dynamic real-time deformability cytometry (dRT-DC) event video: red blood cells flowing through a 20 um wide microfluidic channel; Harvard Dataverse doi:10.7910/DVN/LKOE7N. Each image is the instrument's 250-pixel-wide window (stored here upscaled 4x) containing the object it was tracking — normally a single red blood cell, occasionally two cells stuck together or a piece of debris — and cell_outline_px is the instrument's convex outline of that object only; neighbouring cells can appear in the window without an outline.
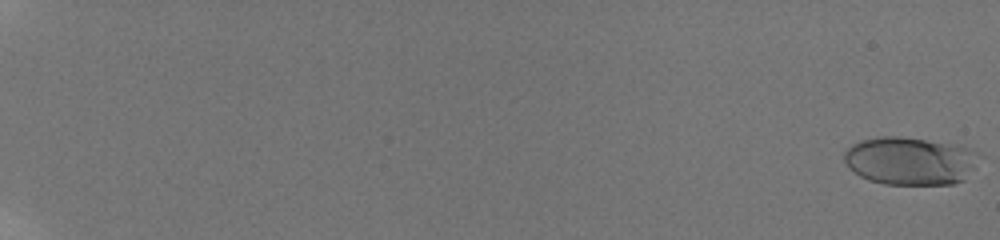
{"species": "human", "species_latin": "Homo sapiens", "temperature_condition": "room temperature", "stored_images_in_passage": 60, "camera_frame_rate_fps": 3000, "um_per_image_px": 0.085, "donor": {"sex": "male"}, "frame": {"image": 1, "passage_image": 1, "time_ms": 0.0, "image_size_px": [1000, 240], "cell_outline_px": [[976, 168], [964, 180], [952, 184], [884, 184], [868, 180], [860, 176], [848, 168], [844, 160], [844, 152], [852, 144], [860, 140], [880, 136], [900, 136], [960, 144], [976, 152]], "centroid_in_image_um": [77.35, 13.66], "position_along_channel_um": 7.7, "area_um2": 38.09}}
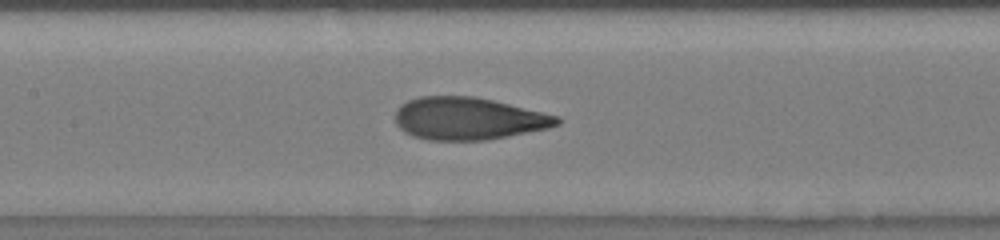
{"frame": {"image": 2, "passage_image": 34, "time_ms": 11.0, "image_size_px": [1000, 240], "cell_outline_px": [[560, 124], [548, 128], [508, 136], [484, 140], [428, 140], [412, 136], [404, 132], [396, 124], [396, 108], [400, 104], [408, 100], [420, 96], [476, 96], [560, 116]], "centroid_in_image_um": [39.79, 10.07], "position_along_channel_um": 167.6, "area_um2": 40.11}}
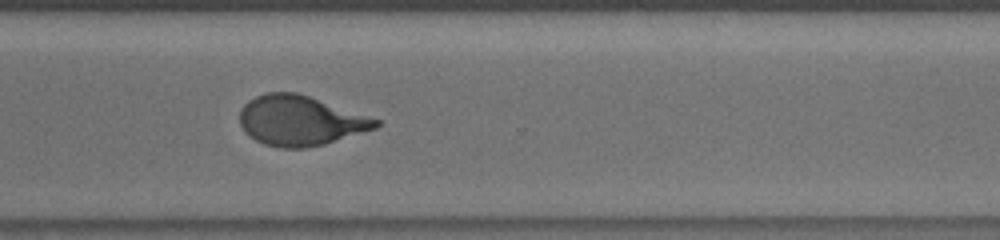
{"frame": {"image": 3, "passage_image": 48, "time_ms": 15.667, "image_size_px": [1000, 240], "cell_outline_px": [[380, 124], [376, 128], [324, 144], [304, 148], [280, 148], [264, 144], [256, 140], [244, 132], [240, 124], [240, 108], [248, 100], [256, 96], [268, 92], [296, 92], [380, 120]], "centroid_in_image_um": [25.48, 10.26], "position_along_channel_um": 345.1, "area_um2": 39.3}, "authors_computed_cell_mechanics": {"area_um2": 39.2462, "velocity_mm_per_s": 3.8113, "shape_relaxation_time_tau1_ms": 4.469, "shape_relaxation_time_tau2_ms": 0.6811, "deformation_change_tau1": 0.2144, "deformation_change_tau2": 0.0774}}